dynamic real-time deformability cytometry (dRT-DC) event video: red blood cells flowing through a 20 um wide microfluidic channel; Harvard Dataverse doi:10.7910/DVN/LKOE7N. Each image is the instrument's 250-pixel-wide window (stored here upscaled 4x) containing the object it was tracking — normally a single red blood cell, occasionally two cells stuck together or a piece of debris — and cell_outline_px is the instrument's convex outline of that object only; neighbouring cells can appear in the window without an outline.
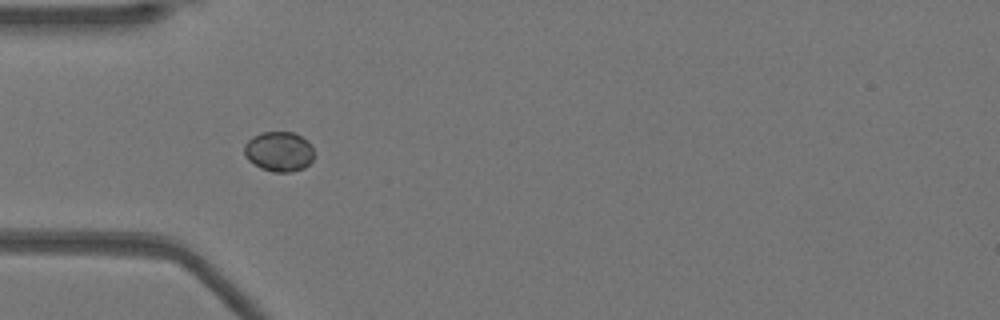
{"species": "Egyptian fruit bat (a non-hibernating species)", "species_latin": "Rousettus aegyptiacus", "temperature_condition": "warm", "stored_images_in_passage": 45, "camera_frame_rate_fps": 3000, "um_per_image_px": 0.085, "animal": {"sex": "female"}, "frame": {"image": 1, "passage_image": 9, "time_ms": 2.667, "image_size_px": [1000, 320], "cell_outline_px": [[316, 152], [312, 160], [304, 168], [292, 172], [272, 172], [260, 168], [248, 160], [244, 152], [244, 144], [252, 136], [260, 132], [292, 132], [308, 140], [312, 144]], "centroid_in_image_um": [23.74, 12.88], "position_along_channel_um": 61.3, "area_um2": 16.59}}
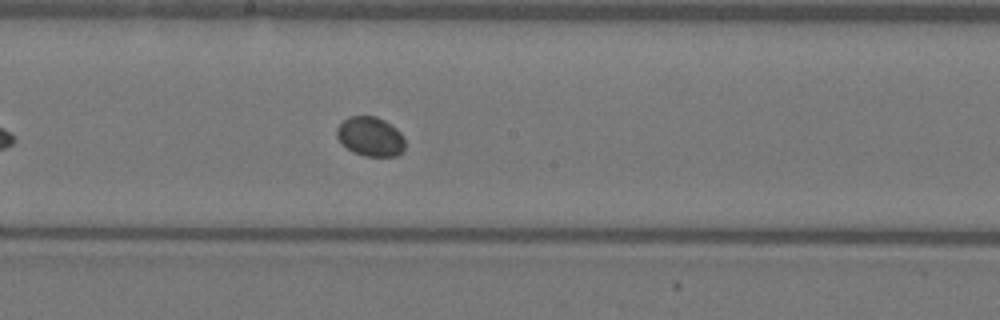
{"frame": {"image": 2, "passage_image": 21, "time_ms": 6.667, "image_size_px": [1000, 320], "cell_outline_px": [[404, 152], [396, 156], [364, 156], [352, 152], [336, 136], [336, 128], [344, 120], [352, 116], [376, 116], [384, 120], [396, 128], [404, 136]], "centroid_in_image_um": [31.51, 11.61], "position_along_channel_um": 216.7, "area_um2": 15.66}}
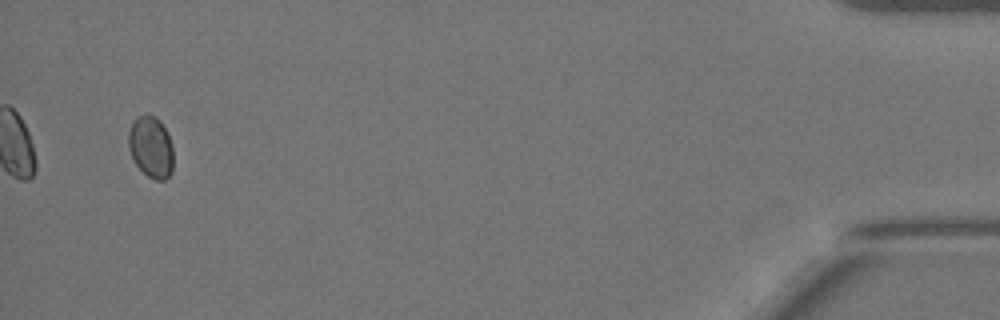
{"frame": {"image": 3, "passage_image": 43, "time_ms": 14.0, "image_size_px": [1000, 320], "cell_outline_px": [[172, 172], [164, 180], [156, 180], [148, 176], [136, 164], [128, 148], [128, 132], [132, 120], [136, 116], [156, 116], [160, 120], [168, 132], [172, 148]], "centroid_in_image_um": [12.82, 12.47], "position_along_channel_um": 422.4, "area_um2": 16.07}}